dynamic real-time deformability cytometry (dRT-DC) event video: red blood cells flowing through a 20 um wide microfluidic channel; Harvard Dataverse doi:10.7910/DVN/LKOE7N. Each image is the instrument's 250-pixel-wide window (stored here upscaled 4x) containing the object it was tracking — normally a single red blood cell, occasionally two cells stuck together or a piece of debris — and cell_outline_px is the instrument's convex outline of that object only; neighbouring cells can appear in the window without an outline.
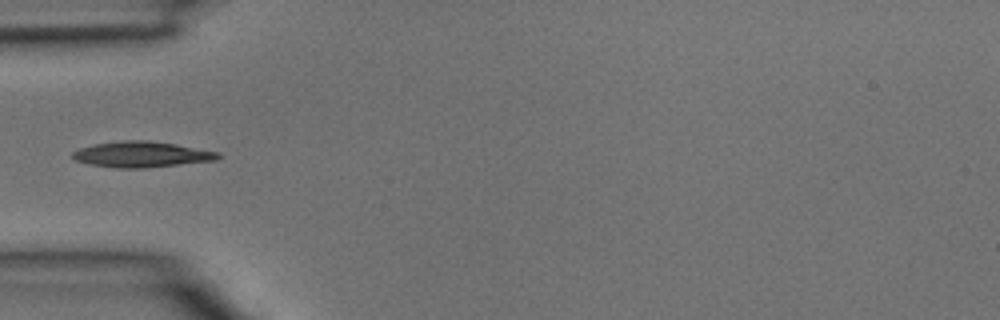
{"species": "common noctule bat (a hibernating species)", "species_latin": "Nyctalus noctula", "temperature_condition": "room temperature", "stored_images_in_passage": 1, "camera_frame_rate_fps": 3000, "um_per_image_px": 0.085, "animal": {"sex": "male", "body_mass_g": 15.6}, "frame": {"image": 1, "passage_image": 1, "time_ms": 0.0, "image_size_px": [1000, 320], "cell_outline_px": [[220, 156], [216, 160], [144, 168], [116, 168], [88, 164], [76, 160], [72, 156], [72, 152], [80, 148], [92, 144], [124, 140], [148, 140], [176, 144], [220, 152]], "centroid_in_image_um": [12.02, 13.12], "position_along_channel_um": 73.0, "area_um2": 21.85}}